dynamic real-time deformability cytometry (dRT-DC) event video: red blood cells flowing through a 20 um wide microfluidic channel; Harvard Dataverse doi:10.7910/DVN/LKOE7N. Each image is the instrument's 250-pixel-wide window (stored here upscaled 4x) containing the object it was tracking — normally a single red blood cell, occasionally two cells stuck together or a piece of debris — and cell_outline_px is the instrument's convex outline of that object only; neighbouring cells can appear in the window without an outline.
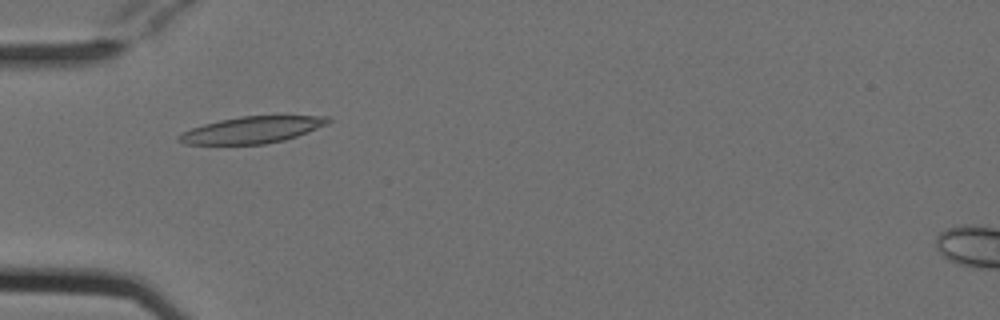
{"species": "Egyptian fruit bat (a non-hibernating species)", "species_latin": "Rousettus aegyptiacus", "temperature_condition": "cold", "stored_images_in_passage": 40, "camera_frame_rate_fps": 3000, "um_per_image_px": 0.085, "animal": {"sex": "female"}, "frame": {"image": 1, "passage_image": 4, "time_ms": 1.0, "image_size_px": [1000, 320], "cell_outline_px": [[332, 120], [328, 124], [296, 136], [284, 140], [264, 144], [184, 144], [176, 140], [176, 136], [180, 132], [204, 124], [220, 120], [240, 116], [328, 116]], "centroid_in_image_um": [21.38, 11.04], "position_along_channel_um": 63.6, "area_um2": 23.12}}
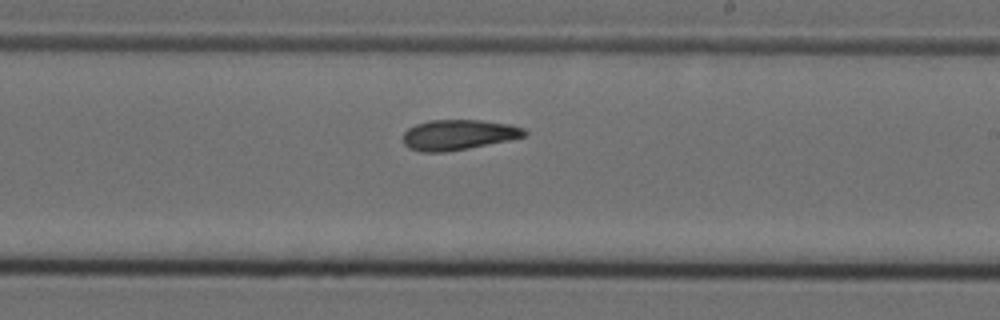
{"frame": {"image": 2, "passage_image": 19, "time_ms": 6.0, "image_size_px": [1000, 320], "cell_outline_px": [[528, 132], [524, 136], [508, 140], [468, 148], [444, 152], [420, 152], [408, 148], [404, 144], [404, 132], [408, 128], [416, 124], [428, 120], [480, 120], [508, 124], [524, 128]], "centroid_in_image_um": [38.93, 11.45], "position_along_channel_um": 250.1, "area_um2": 21.33}}
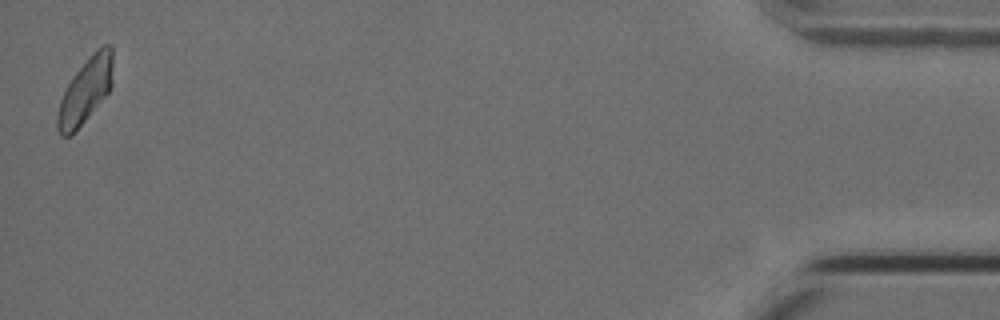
{"frame": {"image": 3, "passage_image": 40, "time_ms": 13.0, "image_size_px": [1000, 320], "cell_outline_px": [[112, 84], [108, 92], [76, 132], [68, 136], [60, 136], [56, 128], [56, 116], [60, 100], [72, 76], [104, 44], [112, 44]], "centroid_in_image_um": [7.23, 7.78], "position_along_channel_um": 428.0, "area_um2": 20.69}, "authors_computed_cell_mechanics": {"area_um2": 21.2993, "velocity_mm_per_s": 3.7746, "shape_relaxation_time_tau1_ms": 6.6763, "shape_relaxation_time_tau2_ms": 2.8823, "deformation_change_tau1": 0.1753, "deformation_change_tau2": 0.0943}}